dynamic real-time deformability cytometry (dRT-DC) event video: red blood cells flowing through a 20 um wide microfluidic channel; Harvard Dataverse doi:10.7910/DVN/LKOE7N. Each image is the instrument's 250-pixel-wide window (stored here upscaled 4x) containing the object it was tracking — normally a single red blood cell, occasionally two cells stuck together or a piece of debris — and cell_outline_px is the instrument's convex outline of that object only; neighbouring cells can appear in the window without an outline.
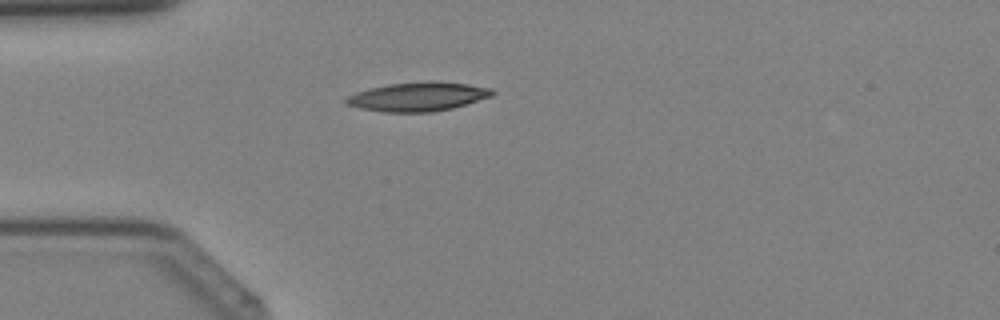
{"species": "Egyptian fruit bat (a non-hibernating species)", "species_latin": "Rousettus aegyptiacus", "temperature_condition": "cold", "stored_images_in_passage": 30, "camera_frame_rate_fps": 3000, "um_per_image_px": 0.085, "animal": {"sex": "female"}, "frame": {"image": 1, "passage_image": 2, "time_ms": 0.333, "image_size_px": [1000, 320], "cell_outline_px": [[496, 92], [492, 96], [452, 108], [432, 112], [384, 112], [360, 108], [344, 104], [344, 100], [348, 96], [356, 92], [388, 84], [428, 80], [468, 84], [492, 88]], "centroid_in_image_um": [35.53, 8.21], "position_along_channel_um": 49.5, "area_um2": 24.74}}
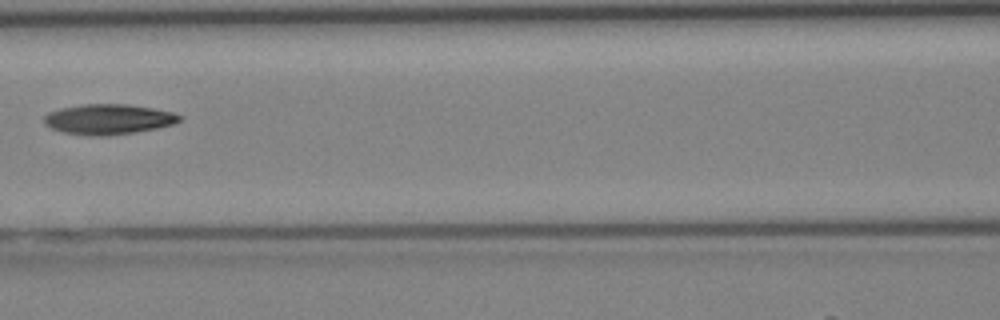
{"frame": {"image": 2, "passage_image": 9, "time_ms": 2.667, "image_size_px": [1000, 320], "cell_outline_px": [[180, 120], [172, 124], [156, 128], [136, 132], [108, 136], [88, 136], [64, 132], [52, 128], [44, 124], [44, 116], [48, 112], [60, 108], [80, 104], [128, 104], [152, 108], [172, 112], [180, 116]], "centroid_in_image_um": [9.17, 10.13], "position_along_channel_um": 157.4, "area_um2": 23.87}}
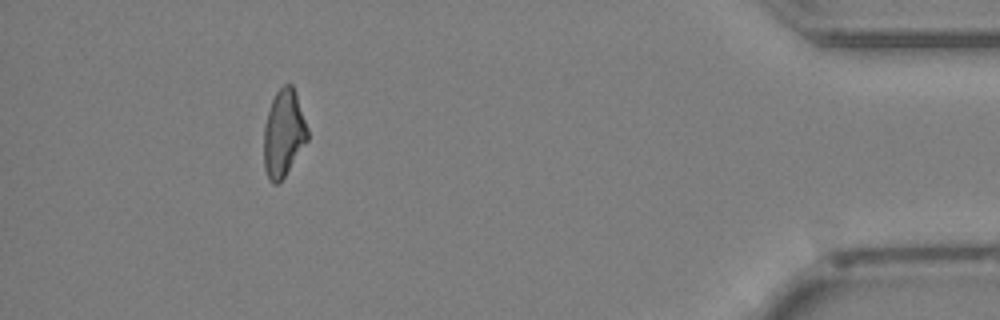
{"frame": {"image": 3, "passage_image": 27, "time_ms": 8.667, "image_size_px": [1000, 320], "cell_outline_px": [[308, 140], [284, 176], [276, 184], [272, 184], [268, 180], [264, 168], [264, 124], [272, 100], [276, 92], [284, 84], [292, 84], [296, 92], [308, 128]], "centroid_in_image_um": [24.1, 11.33], "position_along_channel_um": 411.1, "area_um2": 22.14}}